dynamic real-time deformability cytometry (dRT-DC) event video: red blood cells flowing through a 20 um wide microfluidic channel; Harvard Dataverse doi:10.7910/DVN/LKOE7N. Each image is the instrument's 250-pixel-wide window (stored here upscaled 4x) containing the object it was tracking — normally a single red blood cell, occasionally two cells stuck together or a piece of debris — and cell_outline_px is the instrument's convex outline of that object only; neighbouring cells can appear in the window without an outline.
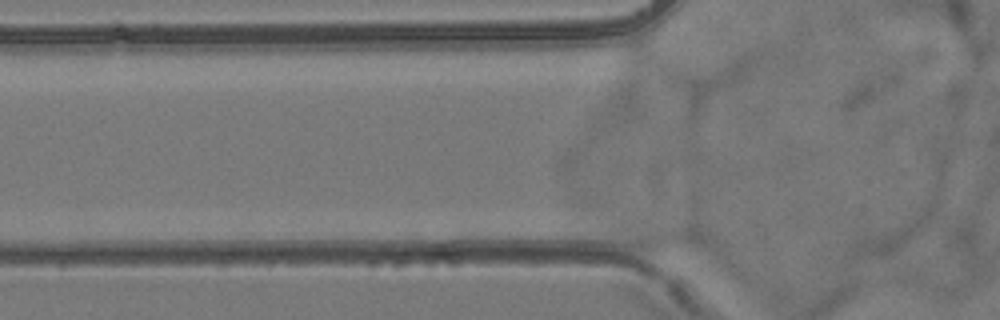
{"species": "common noctule bat (a hibernating species)", "species_latin": "Nyctalus noctula", "temperature_condition": "room temperature", "stored_images_in_passage": 3, "camera_frame_rate_fps": 3000, "um_per_image_px": 0.085, "animal": {"sex": "female", "body_mass_g": 24.6, "forearm_length_mm": 56.2}, "frame": {"image": 1, "passage_image": 2, "time_ms": 0.333, "image_size_px": [1000, 320], "cell_outline_px": [[704, 244], [700, 248], [652, 252], [648, 252], [624, 244], [616, 240], [608, 228], [620, 224], [624, 224], [692, 228], [704, 240]], "centroid_in_image_um": [55.84, 20.19], "position_along_channel_um": 70.0, "area_um2": 14.22}}